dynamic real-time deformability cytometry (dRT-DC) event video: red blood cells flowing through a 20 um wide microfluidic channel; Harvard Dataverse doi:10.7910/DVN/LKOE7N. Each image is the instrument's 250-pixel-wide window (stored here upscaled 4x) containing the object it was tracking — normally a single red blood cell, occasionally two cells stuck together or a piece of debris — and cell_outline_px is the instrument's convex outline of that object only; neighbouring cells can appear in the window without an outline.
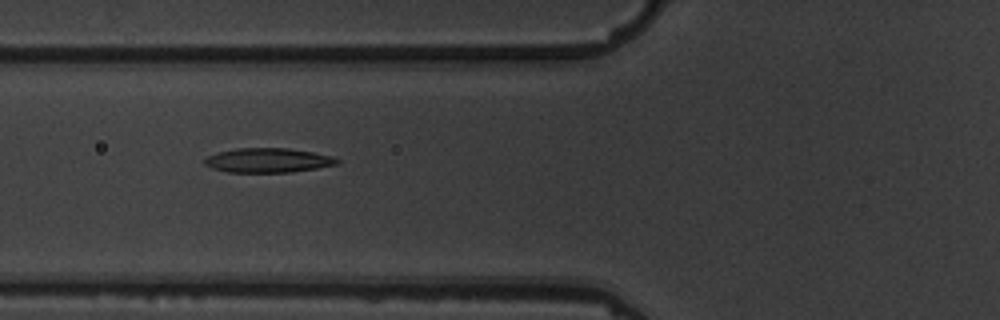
{"species": "common noctule bat (a hibernating species)", "species_latin": "Nyctalus noctula", "temperature_condition": "warm", "stored_images_in_passage": 11, "camera_frame_rate_fps": 3000, "um_per_image_px": 0.085, "animal": {"sex": "male", "body_mass_g": 19.5, "forearm_length_mm": 54.6}, "frame": {"image": 1, "passage_image": 2, "time_ms": 1.0, "image_size_px": [1000, 320], "cell_outline_px": [[340, 164], [292, 172], [228, 172], [212, 168], [204, 164], [204, 160], [208, 156], [220, 152], [236, 148], [288, 148], [312, 152], [332, 156], [340, 160]], "centroid_in_image_um": [22.81, 13.63], "position_along_channel_um": 103.0, "area_um2": 18.79}}
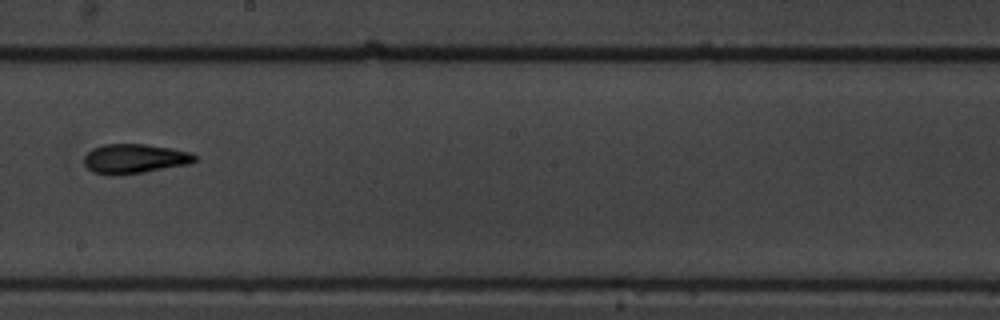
{"frame": {"image": 2, "passage_image": 5, "time_ms": 4.667, "image_size_px": [1000, 320], "cell_outline_px": [[196, 160], [188, 164], [144, 172], [108, 176], [92, 172], [84, 164], [84, 156], [92, 148], [104, 144], [144, 144], [172, 148], [192, 152], [196, 156]], "centroid_in_image_um": [11.41, 13.49], "position_along_channel_um": 236.8, "area_um2": 19.13}}
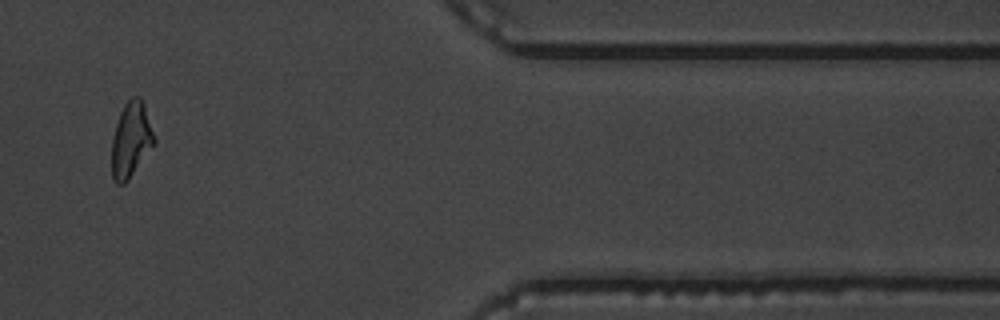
{"frame": {"image": 3, "passage_image": 9, "time_ms": 10.0, "image_size_px": [1000, 320], "cell_outline_px": [[156, 144], [128, 180], [124, 184], [116, 184], [112, 176], [112, 136], [120, 112], [124, 104], [132, 96], [140, 96], [144, 104], [156, 140]], "centroid_in_image_um": [11.15, 11.88], "position_along_channel_um": 400.3, "area_um2": 18.79}, "authors_computed_cell_mechanics": {"area_um2": 18.496, "velocity_mm_per_s": 3.6629, "shape_relaxation_time_tau1_ms": 6.312, "shape_relaxation_time_tau2_ms": 2.9212, "deformation_change_tau1": 0.1781, "deformation_change_tau2": 0.1009}}